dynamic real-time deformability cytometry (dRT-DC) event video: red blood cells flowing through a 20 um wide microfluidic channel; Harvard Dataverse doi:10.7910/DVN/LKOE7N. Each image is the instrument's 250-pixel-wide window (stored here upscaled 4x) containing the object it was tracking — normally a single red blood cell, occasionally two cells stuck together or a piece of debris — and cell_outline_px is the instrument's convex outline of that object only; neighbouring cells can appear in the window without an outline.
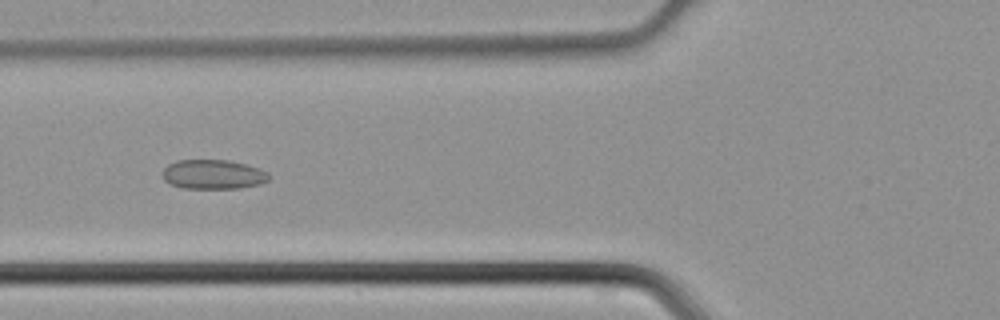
{"species": "common noctule bat (a hibernating species)", "species_latin": "Nyctalus noctula", "temperature_condition": "cold", "stored_images_in_passage": 43, "camera_frame_rate_fps": 3000, "um_per_image_px": 0.085, "animal": {"sex": "male", "body_mass_g": 21.5, "forearm_length_mm": 52.0}, "frame": {"image": 1, "passage_image": 14, "time_ms": 4.333, "image_size_px": [1000, 320], "cell_outline_px": [[272, 176], [268, 180], [260, 184], [240, 188], [180, 188], [164, 180], [164, 168], [168, 164], [176, 160], [228, 160], [260, 168], [268, 172]], "centroid_in_image_um": [18.15, 14.82], "position_along_channel_um": 107.6, "area_um2": 18.26}}
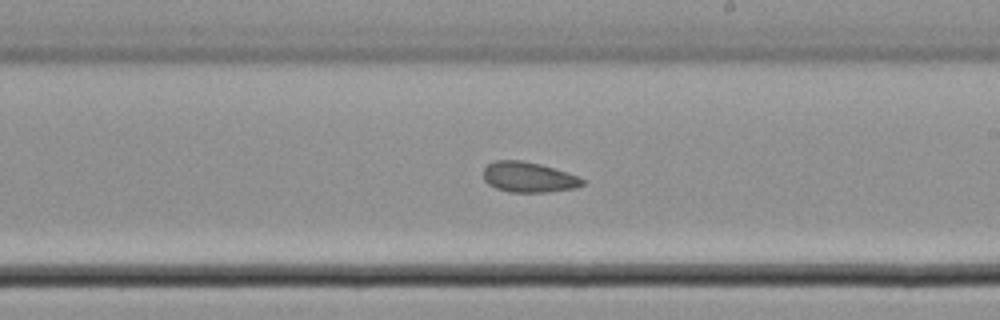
{"frame": {"image": 2, "passage_image": 23, "time_ms": 7.333, "image_size_px": [1000, 320], "cell_outline_px": [[584, 184], [576, 188], [544, 192], [508, 192], [496, 188], [488, 184], [484, 180], [484, 168], [488, 164], [496, 160], [520, 160], [540, 164], [568, 172], [584, 180]], "centroid_in_image_um": [44.91, 15.06], "position_along_channel_um": 244.1, "area_um2": 17.46}}
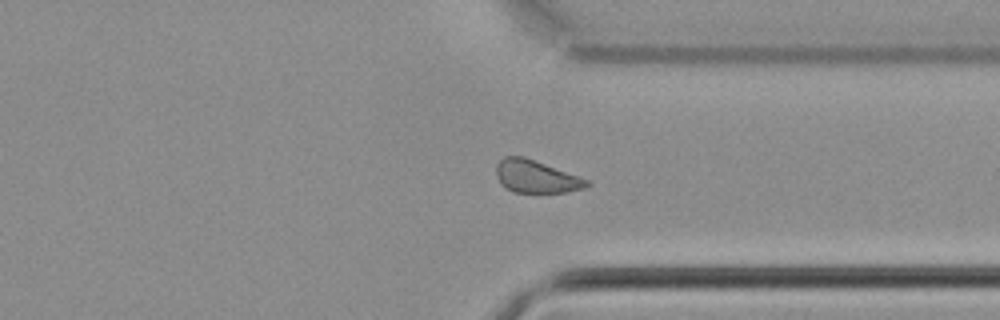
{"frame": {"image": 3, "passage_image": 31, "time_ms": 10.0, "image_size_px": [1000, 320], "cell_outline_px": [[592, 184], [584, 188], [568, 192], [512, 192], [496, 176], [496, 164], [504, 156], [524, 156], [588, 180]], "centroid_in_image_um": [45.57, 15.0], "position_along_channel_um": 365.8, "area_um2": 16.94}}